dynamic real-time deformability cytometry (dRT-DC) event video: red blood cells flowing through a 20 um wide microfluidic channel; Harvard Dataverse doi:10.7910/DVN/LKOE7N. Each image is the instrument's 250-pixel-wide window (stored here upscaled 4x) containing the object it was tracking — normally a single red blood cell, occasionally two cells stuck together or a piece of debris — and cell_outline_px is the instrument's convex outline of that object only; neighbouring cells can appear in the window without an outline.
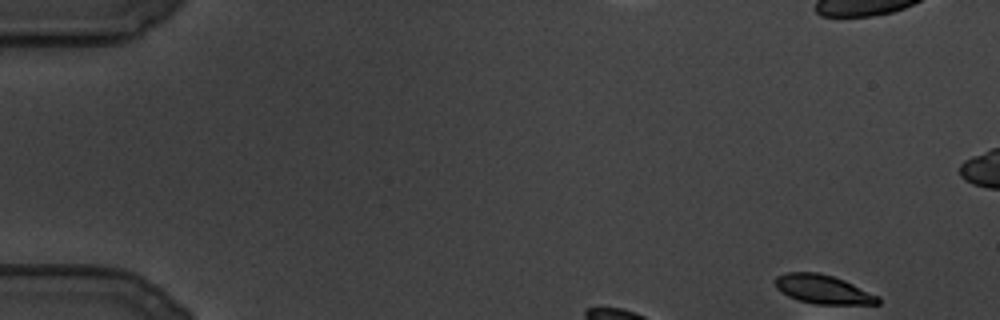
{"species": "common noctule bat (a hibernating species)", "species_latin": "Nyctalus noctula", "temperature_condition": "cold", "stored_images_in_passage": 2, "camera_frame_rate_fps": 3000, "um_per_image_px": 0.085, "animal": {"sex": "male", "body_mass_g": 19.5, "forearm_length_mm": 54.6}, "frame": {"image": 1, "passage_image": 1, "time_ms": 0.0, "image_size_px": [1000, 320], "cell_outline_px": [[880, 304], [816, 304], [800, 300], [788, 296], [776, 288], [776, 276], [788, 272], [816, 272], [832, 276], [844, 280], [880, 296]], "centroid_in_image_um": [69.99, 24.59], "position_along_channel_um": 15.0, "area_um2": 17.17}}